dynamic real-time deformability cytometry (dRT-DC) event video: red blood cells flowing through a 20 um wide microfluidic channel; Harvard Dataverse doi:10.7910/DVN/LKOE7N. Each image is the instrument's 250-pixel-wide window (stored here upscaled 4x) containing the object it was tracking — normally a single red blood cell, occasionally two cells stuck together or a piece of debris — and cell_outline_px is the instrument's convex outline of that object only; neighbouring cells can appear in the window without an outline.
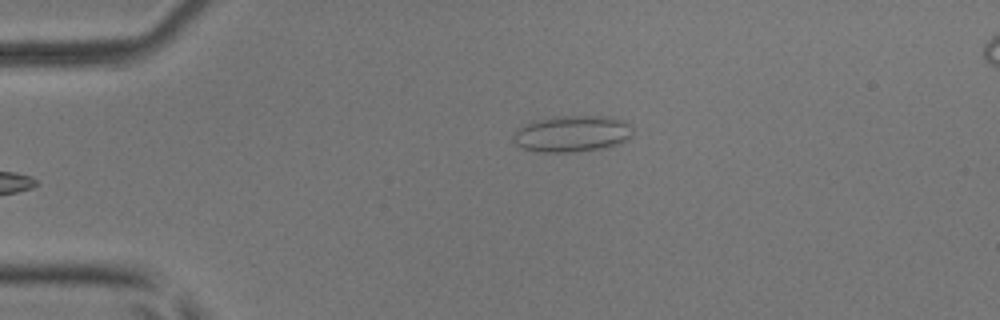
{"species": "common noctule bat (a hibernating species)", "species_latin": "Nyctalus noctula", "temperature_condition": "room temperature", "stored_images_in_passage": 4, "camera_frame_rate_fps": 3000, "um_per_image_px": 0.085, "animal": {"sex": "male", "body_mass_g": 17.9, "forearm_length_mm": 54.2}, "frame": {"image": 1, "passage_image": 4, "time_ms": 1.0, "image_size_px": [1000, 320], "cell_outline_px": [[632, 136], [620, 144], [604, 148], [572, 152], [536, 152], [520, 148], [512, 140], [512, 136], [516, 128], [524, 124], [536, 120], [556, 116], [612, 116], [624, 120], [632, 128]], "centroid_in_image_um": [48.6, 11.37], "position_along_channel_um": 36.4, "area_um2": 25.84}}